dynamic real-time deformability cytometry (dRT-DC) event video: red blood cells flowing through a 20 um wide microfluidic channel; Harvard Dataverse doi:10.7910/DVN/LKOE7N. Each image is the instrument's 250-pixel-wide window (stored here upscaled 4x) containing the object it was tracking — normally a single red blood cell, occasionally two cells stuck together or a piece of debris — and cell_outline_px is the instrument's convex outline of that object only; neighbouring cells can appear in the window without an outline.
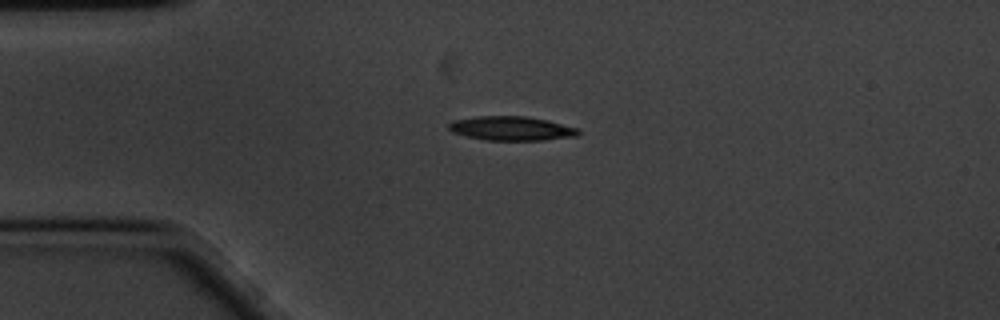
{"species": "common noctule bat (a hibernating species)", "species_latin": "Nyctalus noctula", "temperature_condition": "cold", "stored_images_in_passage": 46, "camera_frame_rate_fps": 3000, "um_per_image_px": 0.085, "animal": {"sex": "male", "body_mass_g": 20.1, "forearm_length_mm": 53.5}, "frame": {"image": 1, "passage_image": 1, "time_ms": 0.0, "image_size_px": [1000, 320], "cell_outline_px": [[580, 132], [576, 136], [544, 140], [488, 140], [468, 136], [452, 132], [448, 128], [448, 124], [452, 120], [476, 116], [524, 116], [548, 120], [580, 128]], "centroid_in_image_um": [43.49, 10.91], "position_along_channel_um": 41.5, "area_um2": 18.26}}
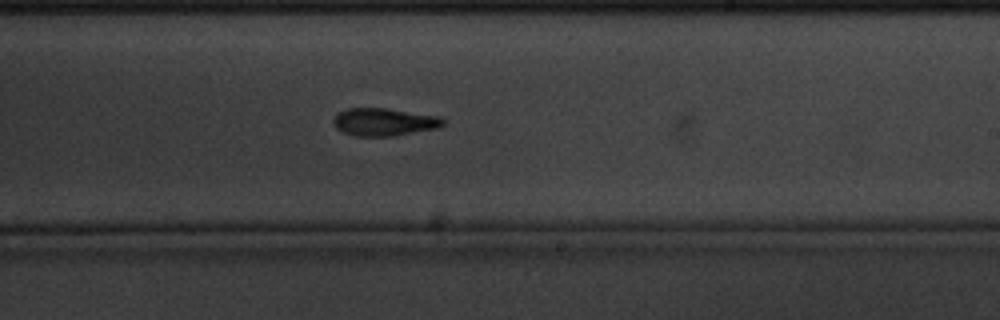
{"frame": {"image": 2, "passage_image": 22, "time_ms": 7.0, "image_size_px": [1000, 320], "cell_outline_px": [[444, 124], [440, 128], [388, 136], [352, 136], [336, 128], [332, 124], [332, 120], [340, 112], [348, 108], [388, 108], [440, 116], [444, 120]], "centroid_in_image_um": [32.65, 10.36], "position_along_channel_um": 256.3, "area_um2": 17.74}}
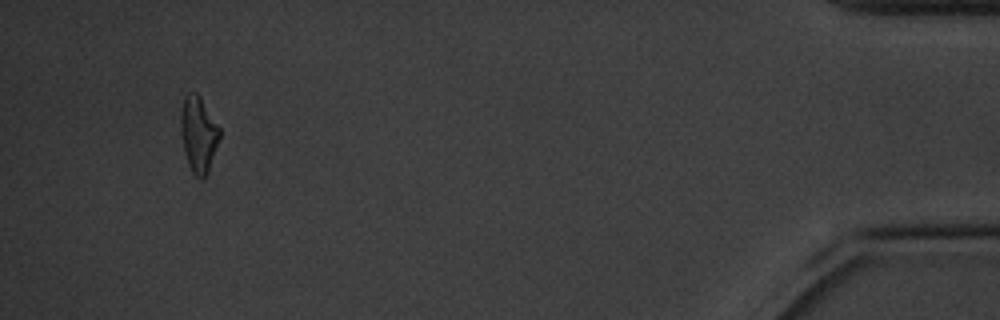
{"frame": {"image": 3, "passage_image": 43, "time_ms": 14.0, "image_size_px": [1000, 320], "cell_outline_px": [[220, 136], [208, 172], [204, 180], [200, 180], [192, 172], [188, 164], [184, 152], [180, 132], [180, 116], [184, 96], [188, 92], [196, 92], [200, 96], [220, 128]], "centroid_in_image_um": [16.85, 11.42], "position_along_channel_um": 418.3, "area_um2": 17.34}, "authors_computed_cell_mechanics": {"area_um2": 17.6868, "velocity_mm_per_s": 3.3614, "shape_relaxation_time_tau1_ms": 3.865, "shape_relaxation_time_tau2_ms": 9.2489, "deformation_change_tau1": 0.1777, "deformation_change_tau2": 0.2051}}